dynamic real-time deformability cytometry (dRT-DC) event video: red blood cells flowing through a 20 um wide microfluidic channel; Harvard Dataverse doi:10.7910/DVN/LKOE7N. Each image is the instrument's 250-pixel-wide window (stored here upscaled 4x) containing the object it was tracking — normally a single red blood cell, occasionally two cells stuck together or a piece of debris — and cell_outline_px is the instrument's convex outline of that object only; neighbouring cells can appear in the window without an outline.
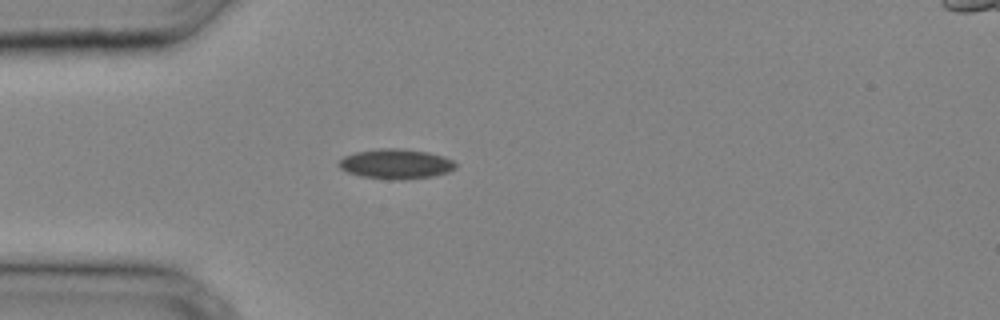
{"species": "common noctule bat (a hibernating species)", "species_latin": "Nyctalus noctula", "temperature_condition": "cold", "stored_images_in_passage": 25, "camera_frame_rate_fps": 3000, "um_per_image_px": 0.085, "animal": {"sex": "male", "body_mass_g": 20.4}, "frame": {"image": 1, "passage_image": 1, "time_ms": 0.0, "image_size_px": [1000, 320], "cell_outline_px": [[456, 168], [448, 172], [432, 176], [404, 180], [388, 180], [360, 176], [348, 172], [340, 168], [336, 164], [344, 156], [356, 152], [380, 148], [400, 148], [428, 152], [444, 156], [452, 160], [456, 164]], "centroid_in_image_um": [33.64, 13.94], "position_along_channel_um": 51.4, "area_um2": 20.52}}
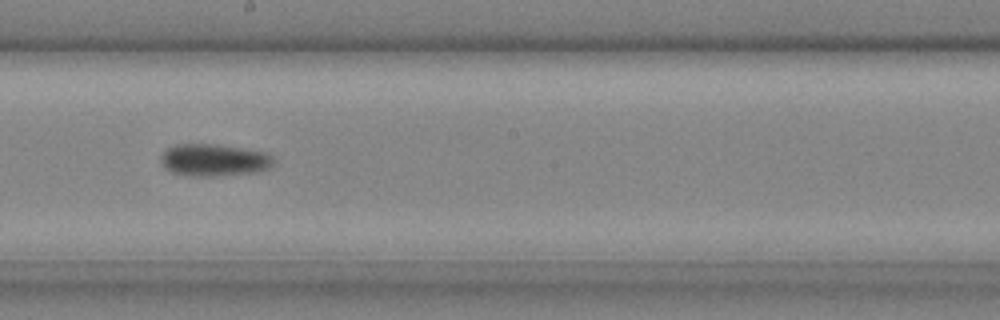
{"frame": {"image": 2, "passage_image": 11, "time_ms": 3.333, "image_size_px": [1000, 320], "cell_outline_px": [[272, 168], [256, 172], [212, 176], [188, 176], [172, 172], [164, 168], [160, 160], [160, 156], [168, 148], [176, 144], [216, 144], [268, 152], [272, 156]], "centroid_in_image_um": [18.19, 13.6], "position_along_channel_um": 230.0, "area_um2": 21.27}}
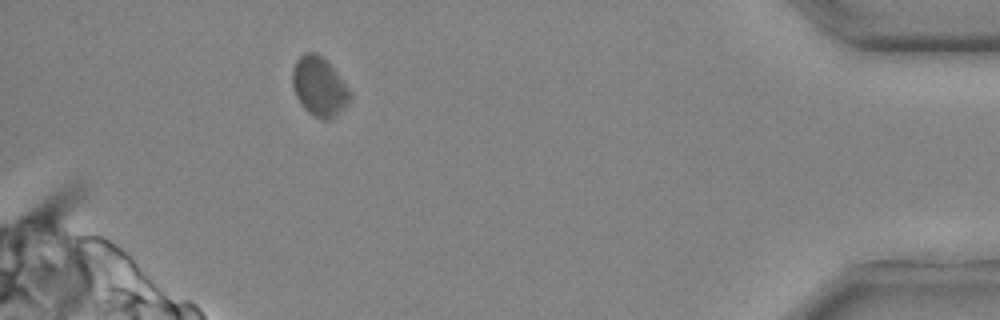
{"frame": {"image": 3, "passage_image": 23, "time_ms": 7.333, "image_size_px": [1000, 320], "cell_outline_px": [[352, 96], [348, 104], [344, 108], [328, 120], [324, 120], [308, 112], [304, 108], [296, 96], [292, 84], [292, 68], [296, 60], [304, 52], [316, 52], [332, 68], [352, 92]], "centroid_in_image_um": [27.12, 7.36], "position_along_channel_um": 408.1, "area_um2": 19.59}}